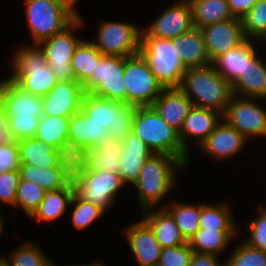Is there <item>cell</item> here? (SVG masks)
<instances>
[{"label": "cell", "instance_id": "cell-1", "mask_svg": "<svg viewBox=\"0 0 266 266\" xmlns=\"http://www.w3.org/2000/svg\"><path fill=\"white\" fill-rule=\"evenodd\" d=\"M187 167L179 158L166 154H151L142 167L134 186L142 211L160 205L176 187L177 171Z\"/></svg>", "mask_w": 266, "mask_h": 266}, {"label": "cell", "instance_id": "cell-2", "mask_svg": "<svg viewBox=\"0 0 266 266\" xmlns=\"http://www.w3.org/2000/svg\"><path fill=\"white\" fill-rule=\"evenodd\" d=\"M0 93L13 140L34 138L43 116L42 97L28 93L8 78L0 80Z\"/></svg>", "mask_w": 266, "mask_h": 266}, {"label": "cell", "instance_id": "cell-3", "mask_svg": "<svg viewBox=\"0 0 266 266\" xmlns=\"http://www.w3.org/2000/svg\"><path fill=\"white\" fill-rule=\"evenodd\" d=\"M179 88L191 100L193 106L212 109L222 115L234 96L232 84L223 78L212 64L187 68Z\"/></svg>", "mask_w": 266, "mask_h": 266}, {"label": "cell", "instance_id": "cell-4", "mask_svg": "<svg viewBox=\"0 0 266 266\" xmlns=\"http://www.w3.org/2000/svg\"><path fill=\"white\" fill-rule=\"evenodd\" d=\"M132 132L153 154L177 157L186 166L189 163V153L183 148L179 131L170 126L153 106L136 107Z\"/></svg>", "mask_w": 266, "mask_h": 266}, {"label": "cell", "instance_id": "cell-5", "mask_svg": "<svg viewBox=\"0 0 266 266\" xmlns=\"http://www.w3.org/2000/svg\"><path fill=\"white\" fill-rule=\"evenodd\" d=\"M27 45V46H26ZM13 54L7 78L28 93L44 97L58 82L38 44H26Z\"/></svg>", "mask_w": 266, "mask_h": 266}, {"label": "cell", "instance_id": "cell-6", "mask_svg": "<svg viewBox=\"0 0 266 266\" xmlns=\"http://www.w3.org/2000/svg\"><path fill=\"white\" fill-rule=\"evenodd\" d=\"M139 53L163 88L180 87L187 68L172 40L141 36Z\"/></svg>", "mask_w": 266, "mask_h": 266}, {"label": "cell", "instance_id": "cell-7", "mask_svg": "<svg viewBox=\"0 0 266 266\" xmlns=\"http://www.w3.org/2000/svg\"><path fill=\"white\" fill-rule=\"evenodd\" d=\"M33 45L62 32L76 17L55 0H24Z\"/></svg>", "mask_w": 266, "mask_h": 266}, {"label": "cell", "instance_id": "cell-8", "mask_svg": "<svg viewBox=\"0 0 266 266\" xmlns=\"http://www.w3.org/2000/svg\"><path fill=\"white\" fill-rule=\"evenodd\" d=\"M83 24L82 18H76L62 32L38 44L58 81H76L71 61L75 49L83 39L76 37L74 33L75 29L81 28Z\"/></svg>", "mask_w": 266, "mask_h": 266}, {"label": "cell", "instance_id": "cell-9", "mask_svg": "<svg viewBox=\"0 0 266 266\" xmlns=\"http://www.w3.org/2000/svg\"><path fill=\"white\" fill-rule=\"evenodd\" d=\"M124 83L126 104L136 107L152 106L163 89L140 53L124 57Z\"/></svg>", "mask_w": 266, "mask_h": 266}, {"label": "cell", "instance_id": "cell-10", "mask_svg": "<svg viewBox=\"0 0 266 266\" xmlns=\"http://www.w3.org/2000/svg\"><path fill=\"white\" fill-rule=\"evenodd\" d=\"M98 25L91 42L103 55L129 57L139 53L142 29L138 25L109 20Z\"/></svg>", "mask_w": 266, "mask_h": 266}, {"label": "cell", "instance_id": "cell-11", "mask_svg": "<svg viewBox=\"0 0 266 266\" xmlns=\"http://www.w3.org/2000/svg\"><path fill=\"white\" fill-rule=\"evenodd\" d=\"M85 93L123 101L126 104L124 83V57L103 55L95 70L82 84Z\"/></svg>", "mask_w": 266, "mask_h": 266}, {"label": "cell", "instance_id": "cell-12", "mask_svg": "<svg viewBox=\"0 0 266 266\" xmlns=\"http://www.w3.org/2000/svg\"><path fill=\"white\" fill-rule=\"evenodd\" d=\"M125 185L119 174L93 169H87L73 184L74 193L80 199L96 204L105 212L112 207L117 193Z\"/></svg>", "mask_w": 266, "mask_h": 266}, {"label": "cell", "instance_id": "cell-13", "mask_svg": "<svg viewBox=\"0 0 266 266\" xmlns=\"http://www.w3.org/2000/svg\"><path fill=\"white\" fill-rule=\"evenodd\" d=\"M259 98L233 96L222 119L241 133L247 140L266 137V109L256 101Z\"/></svg>", "mask_w": 266, "mask_h": 266}, {"label": "cell", "instance_id": "cell-14", "mask_svg": "<svg viewBox=\"0 0 266 266\" xmlns=\"http://www.w3.org/2000/svg\"><path fill=\"white\" fill-rule=\"evenodd\" d=\"M195 27L189 0H179L170 5L158 18L141 31V36L174 39Z\"/></svg>", "mask_w": 266, "mask_h": 266}, {"label": "cell", "instance_id": "cell-15", "mask_svg": "<svg viewBox=\"0 0 266 266\" xmlns=\"http://www.w3.org/2000/svg\"><path fill=\"white\" fill-rule=\"evenodd\" d=\"M200 30L211 63L220 55L236 48L246 40L242 21L235 17L227 21L206 25Z\"/></svg>", "mask_w": 266, "mask_h": 266}, {"label": "cell", "instance_id": "cell-16", "mask_svg": "<svg viewBox=\"0 0 266 266\" xmlns=\"http://www.w3.org/2000/svg\"><path fill=\"white\" fill-rule=\"evenodd\" d=\"M85 91L77 81H58L42 97L43 115L71 117L81 110Z\"/></svg>", "mask_w": 266, "mask_h": 266}, {"label": "cell", "instance_id": "cell-17", "mask_svg": "<svg viewBox=\"0 0 266 266\" xmlns=\"http://www.w3.org/2000/svg\"><path fill=\"white\" fill-rule=\"evenodd\" d=\"M247 142L241 133L222 119L199 147L212 158L229 161L244 149Z\"/></svg>", "mask_w": 266, "mask_h": 266}, {"label": "cell", "instance_id": "cell-18", "mask_svg": "<svg viewBox=\"0 0 266 266\" xmlns=\"http://www.w3.org/2000/svg\"><path fill=\"white\" fill-rule=\"evenodd\" d=\"M129 248L139 266H157L162 247L153 230L142 219L125 228Z\"/></svg>", "mask_w": 266, "mask_h": 266}, {"label": "cell", "instance_id": "cell-19", "mask_svg": "<svg viewBox=\"0 0 266 266\" xmlns=\"http://www.w3.org/2000/svg\"><path fill=\"white\" fill-rule=\"evenodd\" d=\"M221 120V113L212 109L193 106L179 131L183 148L189 153V139L194 137L197 142L196 145L200 146Z\"/></svg>", "mask_w": 266, "mask_h": 266}, {"label": "cell", "instance_id": "cell-20", "mask_svg": "<svg viewBox=\"0 0 266 266\" xmlns=\"http://www.w3.org/2000/svg\"><path fill=\"white\" fill-rule=\"evenodd\" d=\"M122 154L118 160L119 175L125 184H134L147 159L153 154L133 132L121 142Z\"/></svg>", "mask_w": 266, "mask_h": 266}, {"label": "cell", "instance_id": "cell-21", "mask_svg": "<svg viewBox=\"0 0 266 266\" xmlns=\"http://www.w3.org/2000/svg\"><path fill=\"white\" fill-rule=\"evenodd\" d=\"M152 106L170 126L180 131L193 104L179 87H170L162 89Z\"/></svg>", "mask_w": 266, "mask_h": 266}, {"label": "cell", "instance_id": "cell-22", "mask_svg": "<svg viewBox=\"0 0 266 266\" xmlns=\"http://www.w3.org/2000/svg\"><path fill=\"white\" fill-rule=\"evenodd\" d=\"M58 164L63 178L74 184L88 169V148L77 140L67 137L56 149Z\"/></svg>", "mask_w": 266, "mask_h": 266}, {"label": "cell", "instance_id": "cell-23", "mask_svg": "<svg viewBox=\"0 0 266 266\" xmlns=\"http://www.w3.org/2000/svg\"><path fill=\"white\" fill-rule=\"evenodd\" d=\"M232 88L235 96L266 100V63L257 51L247 58V67Z\"/></svg>", "mask_w": 266, "mask_h": 266}, {"label": "cell", "instance_id": "cell-24", "mask_svg": "<svg viewBox=\"0 0 266 266\" xmlns=\"http://www.w3.org/2000/svg\"><path fill=\"white\" fill-rule=\"evenodd\" d=\"M161 208V209H160ZM142 211V219L153 230L157 241L162 248L176 247L187 243L172 215L163 207Z\"/></svg>", "mask_w": 266, "mask_h": 266}, {"label": "cell", "instance_id": "cell-25", "mask_svg": "<svg viewBox=\"0 0 266 266\" xmlns=\"http://www.w3.org/2000/svg\"><path fill=\"white\" fill-rule=\"evenodd\" d=\"M254 40L246 39L241 45L217 57L212 65L215 70L232 85L239 79L247 67V58L257 50Z\"/></svg>", "mask_w": 266, "mask_h": 266}, {"label": "cell", "instance_id": "cell-26", "mask_svg": "<svg viewBox=\"0 0 266 266\" xmlns=\"http://www.w3.org/2000/svg\"><path fill=\"white\" fill-rule=\"evenodd\" d=\"M171 40L178 47L180 59L186 68L204 67L212 64L200 28L194 27Z\"/></svg>", "mask_w": 266, "mask_h": 266}, {"label": "cell", "instance_id": "cell-27", "mask_svg": "<svg viewBox=\"0 0 266 266\" xmlns=\"http://www.w3.org/2000/svg\"><path fill=\"white\" fill-rule=\"evenodd\" d=\"M127 106L123 101L105 99L86 93L82 100L81 110L91 120L108 129L111 124L117 122L118 114Z\"/></svg>", "mask_w": 266, "mask_h": 266}, {"label": "cell", "instance_id": "cell-28", "mask_svg": "<svg viewBox=\"0 0 266 266\" xmlns=\"http://www.w3.org/2000/svg\"><path fill=\"white\" fill-rule=\"evenodd\" d=\"M68 137L80 142L85 147H95L110 137L108 129L91 120L82 110L72 115L69 121Z\"/></svg>", "mask_w": 266, "mask_h": 266}, {"label": "cell", "instance_id": "cell-29", "mask_svg": "<svg viewBox=\"0 0 266 266\" xmlns=\"http://www.w3.org/2000/svg\"><path fill=\"white\" fill-rule=\"evenodd\" d=\"M17 142L21 164L41 168L59 167L56 148L36 138L20 139Z\"/></svg>", "mask_w": 266, "mask_h": 266}, {"label": "cell", "instance_id": "cell-30", "mask_svg": "<svg viewBox=\"0 0 266 266\" xmlns=\"http://www.w3.org/2000/svg\"><path fill=\"white\" fill-rule=\"evenodd\" d=\"M74 195L73 184L68 183L59 190L46 191L45 196L38 208L30 216L37 221L53 222L63 216Z\"/></svg>", "mask_w": 266, "mask_h": 266}, {"label": "cell", "instance_id": "cell-31", "mask_svg": "<svg viewBox=\"0 0 266 266\" xmlns=\"http://www.w3.org/2000/svg\"><path fill=\"white\" fill-rule=\"evenodd\" d=\"M122 151L119 141H114L111 137L104 139L95 147L88 148V169L118 174V160Z\"/></svg>", "mask_w": 266, "mask_h": 266}, {"label": "cell", "instance_id": "cell-32", "mask_svg": "<svg viewBox=\"0 0 266 266\" xmlns=\"http://www.w3.org/2000/svg\"><path fill=\"white\" fill-rule=\"evenodd\" d=\"M197 28L234 18L227 0H189Z\"/></svg>", "mask_w": 266, "mask_h": 266}, {"label": "cell", "instance_id": "cell-33", "mask_svg": "<svg viewBox=\"0 0 266 266\" xmlns=\"http://www.w3.org/2000/svg\"><path fill=\"white\" fill-rule=\"evenodd\" d=\"M228 203H200V229L217 231H239Z\"/></svg>", "mask_w": 266, "mask_h": 266}, {"label": "cell", "instance_id": "cell-34", "mask_svg": "<svg viewBox=\"0 0 266 266\" xmlns=\"http://www.w3.org/2000/svg\"><path fill=\"white\" fill-rule=\"evenodd\" d=\"M238 231H217L199 229L188 241L191 249L196 253L220 255L235 239Z\"/></svg>", "mask_w": 266, "mask_h": 266}, {"label": "cell", "instance_id": "cell-35", "mask_svg": "<svg viewBox=\"0 0 266 266\" xmlns=\"http://www.w3.org/2000/svg\"><path fill=\"white\" fill-rule=\"evenodd\" d=\"M103 54L94 46L91 40L83 39L72 56L71 67L76 81L83 84L96 68Z\"/></svg>", "mask_w": 266, "mask_h": 266}, {"label": "cell", "instance_id": "cell-36", "mask_svg": "<svg viewBox=\"0 0 266 266\" xmlns=\"http://www.w3.org/2000/svg\"><path fill=\"white\" fill-rule=\"evenodd\" d=\"M19 172L21 179L35 183L45 191L59 190L68 184L63 178L60 167L41 168L30 164H21Z\"/></svg>", "mask_w": 266, "mask_h": 266}, {"label": "cell", "instance_id": "cell-37", "mask_svg": "<svg viewBox=\"0 0 266 266\" xmlns=\"http://www.w3.org/2000/svg\"><path fill=\"white\" fill-rule=\"evenodd\" d=\"M70 117L43 115L34 138L58 149L68 137Z\"/></svg>", "mask_w": 266, "mask_h": 266}, {"label": "cell", "instance_id": "cell-38", "mask_svg": "<svg viewBox=\"0 0 266 266\" xmlns=\"http://www.w3.org/2000/svg\"><path fill=\"white\" fill-rule=\"evenodd\" d=\"M163 208L172 215L180 233L187 242L200 229V204L172 202V204L165 205Z\"/></svg>", "mask_w": 266, "mask_h": 266}, {"label": "cell", "instance_id": "cell-39", "mask_svg": "<svg viewBox=\"0 0 266 266\" xmlns=\"http://www.w3.org/2000/svg\"><path fill=\"white\" fill-rule=\"evenodd\" d=\"M4 259L9 266H55L54 262L42 252L39 246L30 241L15 248Z\"/></svg>", "mask_w": 266, "mask_h": 266}, {"label": "cell", "instance_id": "cell-40", "mask_svg": "<svg viewBox=\"0 0 266 266\" xmlns=\"http://www.w3.org/2000/svg\"><path fill=\"white\" fill-rule=\"evenodd\" d=\"M246 39L260 40L266 33V0H259L241 19Z\"/></svg>", "mask_w": 266, "mask_h": 266}, {"label": "cell", "instance_id": "cell-41", "mask_svg": "<svg viewBox=\"0 0 266 266\" xmlns=\"http://www.w3.org/2000/svg\"><path fill=\"white\" fill-rule=\"evenodd\" d=\"M45 193L46 191L42 187L20 178L16 192L15 207L21 208L30 217L38 208Z\"/></svg>", "mask_w": 266, "mask_h": 266}, {"label": "cell", "instance_id": "cell-42", "mask_svg": "<svg viewBox=\"0 0 266 266\" xmlns=\"http://www.w3.org/2000/svg\"><path fill=\"white\" fill-rule=\"evenodd\" d=\"M70 206L74 207L71 214L72 223L79 230L85 229L105 213L102 208L80 199L75 193L71 199Z\"/></svg>", "mask_w": 266, "mask_h": 266}, {"label": "cell", "instance_id": "cell-43", "mask_svg": "<svg viewBox=\"0 0 266 266\" xmlns=\"http://www.w3.org/2000/svg\"><path fill=\"white\" fill-rule=\"evenodd\" d=\"M228 256L226 266H266V251L247 245L243 240Z\"/></svg>", "mask_w": 266, "mask_h": 266}, {"label": "cell", "instance_id": "cell-44", "mask_svg": "<svg viewBox=\"0 0 266 266\" xmlns=\"http://www.w3.org/2000/svg\"><path fill=\"white\" fill-rule=\"evenodd\" d=\"M256 218L248 220L249 237L243 240L247 245L266 251V207H259Z\"/></svg>", "mask_w": 266, "mask_h": 266}, {"label": "cell", "instance_id": "cell-45", "mask_svg": "<svg viewBox=\"0 0 266 266\" xmlns=\"http://www.w3.org/2000/svg\"><path fill=\"white\" fill-rule=\"evenodd\" d=\"M193 252L188 242L176 247L162 248L157 266H190Z\"/></svg>", "mask_w": 266, "mask_h": 266}, {"label": "cell", "instance_id": "cell-46", "mask_svg": "<svg viewBox=\"0 0 266 266\" xmlns=\"http://www.w3.org/2000/svg\"><path fill=\"white\" fill-rule=\"evenodd\" d=\"M136 106L127 105L119 114L117 122L108 128L109 135L114 141L121 142L132 132V122Z\"/></svg>", "mask_w": 266, "mask_h": 266}, {"label": "cell", "instance_id": "cell-47", "mask_svg": "<svg viewBox=\"0 0 266 266\" xmlns=\"http://www.w3.org/2000/svg\"><path fill=\"white\" fill-rule=\"evenodd\" d=\"M20 181V172L12 171L0 174V202L15 207L16 192Z\"/></svg>", "mask_w": 266, "mask_h": 266}, {"label": "cell", "instance_id": "cell-48", "mask_svg": "<svg viewBox=\"0 0 266 266\" xmlns=\"http://www.w3.org/2000/svg\"><path fill=\"white\" fill-rule=\"evenodd\" d=\"M20 166L17 142L0 143V174L19 171Z\"/></svg>", "mask_w": 266, "mask_h": 266}, {"label": "cell", "instance_id": "cell-49", "mask_svg": "<svg viewBox=\"0 0 266 266\" xmlns=\"http://www.w3.org/2000/svg\"><path fill=\"white\" fill-rule=\"evenodd\" d=\"M259 0H227L230 11L235 18L242 19Z\"/></svg>", "mask_w": 266, "mask_h": 266}, {"label": "cell", "instance_id": "cell-50", "mask_svg": "<svg viewBox=\"0 0 266 266\" xmlns=\"http://www.w3.org/2000/svg\"><path fill=\"white\" fill-rule=\"evenodd\" d=\"M218 255L193 252L190 266H226V261L221 264Z\"/></svg>", "mask_w": 266, "mask_h": 266}, {"label": "cell", "instance_id": "cell-51", "mask_svg": "<svg viewBox=\"0 0 266 266\" xmlns=\"http://www.w3.org/2000/svg\"><path fill=\"white\" fill-rule=\"evenodd\" d=\"M13 138L7 124L5 104L0 93V143L12 142Z\"/></svg>", "mask_w": 266, "mask_h": 266}, {"label": "cell", "instance_id": "cell-52", "mask_svg": "<svg viewBox=\"0 0 266 266\" xmlns=\"http://www.w3.org/2000/svg\"><path fill=\"white\" fill-rule=\"evenodd\" d=\"M55 1L61 4L76 18H82V16L79 14V11H77V9L75 8L77 4L76 2H78V0H55Z\"/></svg>", "mask_w": 266, "mask_h": 266}, {"label": "cell", "instance_id": "cell-53", "mask_svg": "<svg viewBox=\"0 0 266 266\" xmlns=\"http://www.w3.org/2000/svg\"><path fill=\"white\" fill-rule=\"evenodd\" d=\"M100 262L101 261L94 262V263H91V264L78 265V266H105L103 263H100ZM73 266H76V265H73Z\"/></svg>", "mask_w": 266, "mask_h": 266}, {"label": "cell", "instance_id": "cell-54", "mask_svg": "<svg viewBox=\"0 0 266 266\" xmlns=\"http://www.w3.org/2000/svg\"><path fill=\"white\" fill-rule=\"evenodd\" d=\"M0 266H9L8 262L4 259L3 256H0Z\"/></svg>", "mask_w": 266, "mask_h": 266}, {"label": "cell", "instance_id": "cell-55", "mask_svg": "<svg viewBox=\"0 0 266 266\" xmlns=\"http://www.w3.org/2000/svg\"><path fill=\"white\" fill-rule=\"evenodd\" d=\"M3 224H4L3 223V217H2V213L0 212V234L3 232Z\"/></svg>", "mask_w": 266, "mask_h": 266}, {"label": "cell", "instance_id": "cell-56", "mask_svg": "<svg viewBox=\"0 0 266 266\" xmlns=\"http://www.w3.org/2000/svg\"><path fill=\"white\" fill-rule=\"evenodd\" d=\"M260 41H263L264 44H266V33L264 34V36L259 40Z\"/></svg>", "mask_w": 266, "mask_h": 266}]
</instances>
